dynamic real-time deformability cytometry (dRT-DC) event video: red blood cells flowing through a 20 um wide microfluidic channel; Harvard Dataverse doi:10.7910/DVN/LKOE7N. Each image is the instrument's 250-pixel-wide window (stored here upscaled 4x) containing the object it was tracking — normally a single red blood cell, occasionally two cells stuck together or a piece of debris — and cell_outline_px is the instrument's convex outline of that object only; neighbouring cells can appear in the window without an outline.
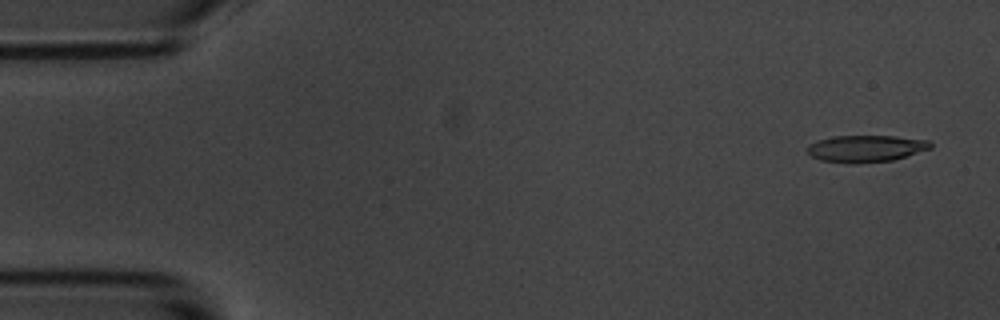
{"species": "common noctule bat (a hibernating species)", "species_latin": "Nyctalus noctula", "temperature_condition": "room temperature", "stored_images_in_passage": 4, "camera_frame_rate_fps": 3000, "um_per_image_px": 0.085, "animal": {"sex": "male", "body_mass_g": 20.1, "forearm_length_mm": 53.5}, "frame": {"image": 1, "passage_image": 1, "time_ms": 0.0, "image_size_px": [1000, 320], "cell_outline_px": [[932, 148], [892, 160], [856, 164], [848, 164], [820, 160], [812, 156], [808, 152], [808, 144], [832, 136], [896, 136], [932, 140]], "centroid_in_image_um": [73.63, 12.63], "position_along_channel_um": 11.4, "area_um2": 19.42}}
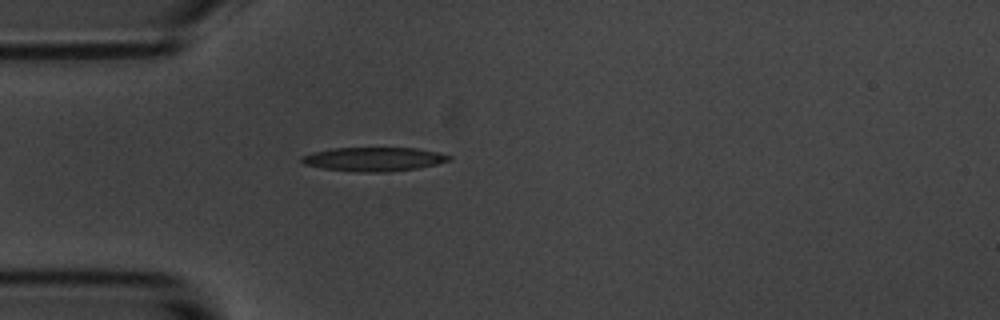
{"frame": {"image": 2, "passage_image": 4, "time_ms": 4.333, "image_size_px": [1000, 320], "cell_outline_px": [[452, 156], [448, 160], [436, 164], [416, 168], [384, 172], [364, 172], [324, 168], [304, 164], [300, 160], [300, 156], [312, 152], [332, 148], [416, 148], [440, 152]], "centroid_in_image_um": [31.75, 13.51], "position_along_channel_um": 53.2, "area_um2": 20.35}}